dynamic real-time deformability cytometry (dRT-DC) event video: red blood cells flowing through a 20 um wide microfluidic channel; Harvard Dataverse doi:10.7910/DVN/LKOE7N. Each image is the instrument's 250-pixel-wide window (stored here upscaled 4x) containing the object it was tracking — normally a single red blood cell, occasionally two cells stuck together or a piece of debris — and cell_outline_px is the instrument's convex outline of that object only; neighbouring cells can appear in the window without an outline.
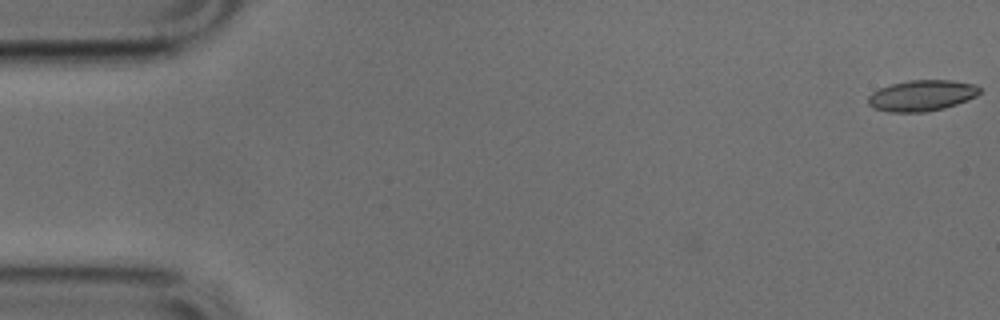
{"species": "common noctule bat (a hibernating species)", "species_latin": "Nyctalus noctula", "temperature_condition": "cold", "stored_images_in_passage": 51, "camera_frame_rate_fps": 3000, "um_per_image_px": 0.085, "animal": {"sex": "male", "body_mass_g": 17.9, "forearm_length_mm": 54.2}, "frame": {"image": 1, "passage_image": 1, "time_ms": 0.0, "image_size_px": [1000, 320], "cell_outline_px": [[980, 92], [976, 96], [968, 100], [944, 108], [924, 112], [888, 112], [872, 108], [868, 104], [868, 96], [872, 92], [880, 88], [892, 84], [908, 80], [952, 80], [976, 84], [980, 88]], "centroid_in_image_um": [78.34, 8.12], "position_along_channel_um": 6.7, "area_um2": 20.23}}
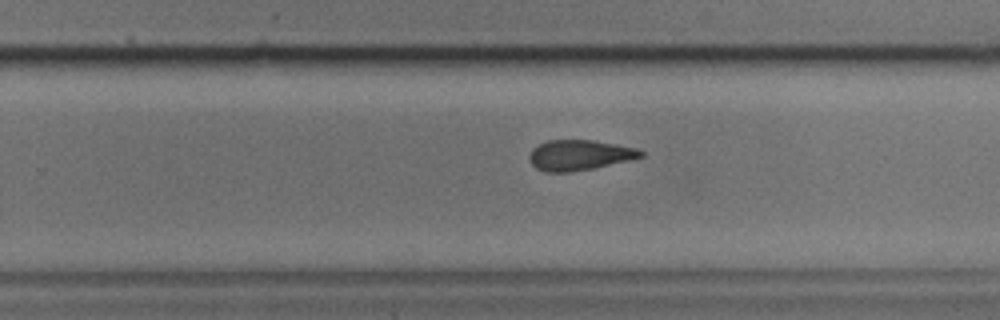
{"frame": {"image": 2, "passage_image": 32, "time_ms": 10.333, "image_size_px": [1000, 320], "cell_outline_px": [[644, 156], [628, 160], [592, 168], [572, 172], [544, 172], [536, 168], [528, 160], [528, 156], [532, 148], [548, 140], [592, 140], [616, 144], [636, 148], [644, 152]], "centroid_in_image_um": [49.21, 13.18], "position_along_channel_um": 280.6, "area_um2": 19.65}}
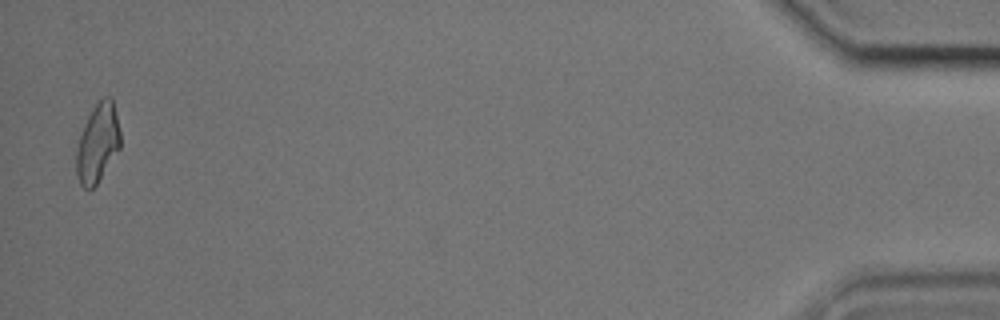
{"frame": {"image": 3, "passage_image": 50, "time_ms": 16.333, "image_size_px": [1000, 320], "cell_outline_px": [[120, 148], [96, 184], [92, 188], [84, 188], [80, 184], [76, 172], [76, 148], [84, 124], [92, 108], [104, 96], [112, 96], [120, 132]], "centroid_in_image_um": [8.3, 12.14], "position_along_channel_um": 426.9, "area_um2": 20.0}}